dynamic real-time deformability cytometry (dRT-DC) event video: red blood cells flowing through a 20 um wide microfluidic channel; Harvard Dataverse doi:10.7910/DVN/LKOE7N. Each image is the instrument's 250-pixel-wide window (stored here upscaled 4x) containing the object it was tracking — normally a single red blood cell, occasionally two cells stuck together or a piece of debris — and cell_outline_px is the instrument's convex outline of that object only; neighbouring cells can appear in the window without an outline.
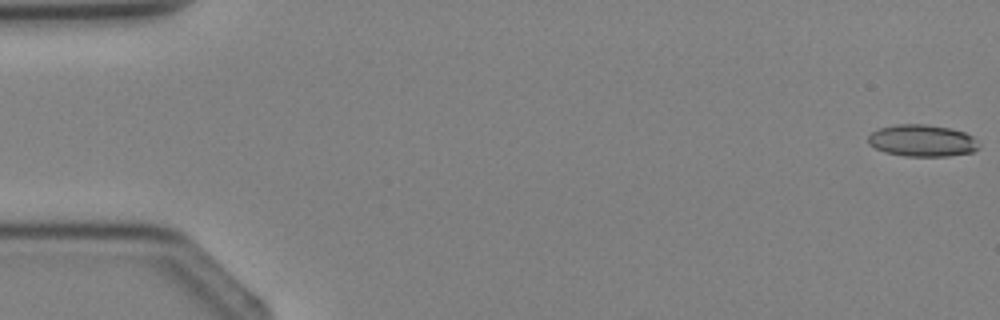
{"species": "Egyptian fruit bat (a non-hibernating species)", "species_latin": "Rousettus aegyptiacus", "temperature_condition": "cold", "stored_images_in_passage": 4, "camera_frame_rate_fps": 3000, "um_per_image_px": 0.085, "animal": {"sex": "female"}, "frame": {"image": 1, "passage_image": 1, "time_ms": 0.0, "image_size_px": [1000, 320], "cell_outline_px": [[980, 148], [972, 152], [948, 156], [904, 156], [884, 152], [868, 144], [868, 136], [872, 132], [880, 128], [896, 124], [924, 124], [948, 128], [964, 132], [972, 136], [980, 144]], "centroid_in_image_um": [78.38, 11.96], "position_along_channel_um": 6.6, "area_um2": 20.58}}
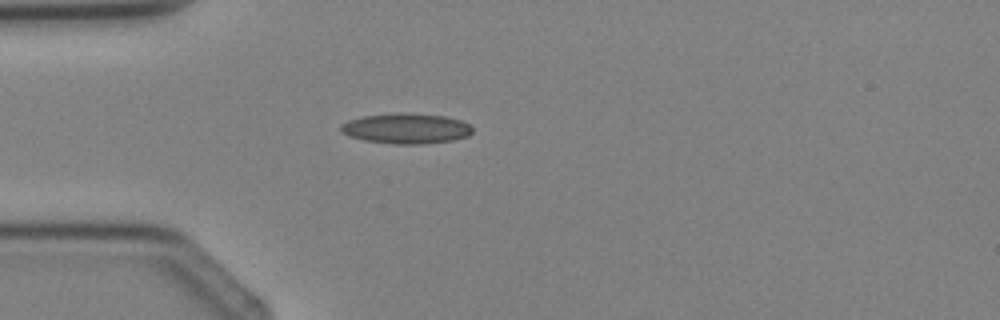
{"frame": {"image": 2, "passage_image": 4, "time_ms": 3.333, "image_size_px": [1000, 320], "cell_outline_px": [[472, 132], [468, 136], [452, 140], [420, 144], [392, 144], [364, 140], [348, 136], [340, 132], [340, 124], [348, 120], [364, 116], [444, 116], [460, 120], [468, 124], [472, 128]], "centroid_in_image_um": [34.49, 10.98], "position_along_channel_um": 50.5, "area_um2": 22.14}}